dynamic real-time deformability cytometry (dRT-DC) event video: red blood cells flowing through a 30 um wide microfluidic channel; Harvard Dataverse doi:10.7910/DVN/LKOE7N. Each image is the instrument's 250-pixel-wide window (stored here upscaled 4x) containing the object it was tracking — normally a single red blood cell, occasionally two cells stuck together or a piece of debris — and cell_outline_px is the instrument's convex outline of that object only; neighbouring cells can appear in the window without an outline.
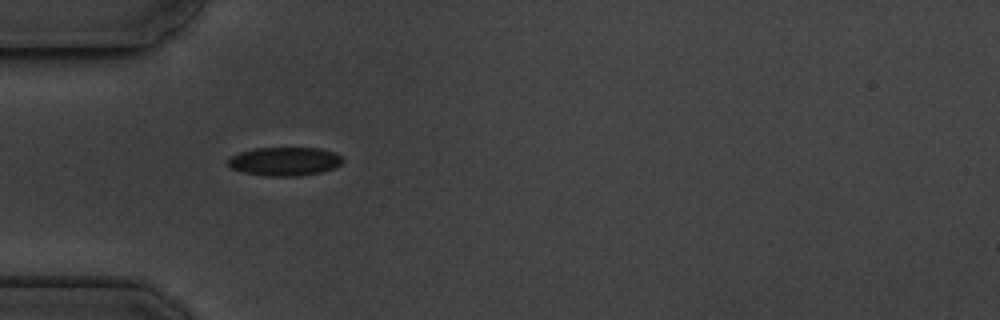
{"species": "common noctule bat (a hibernating species)", "species_latin": "Nyctalus noctula", "temperature_condition": "cold", "stored_images_in_passage": 2, "camera_frame_rate_fps": 3000, "um_per_image_px": 0.085, "animal": {"sex": "male", "body_mass_g": 19.5, "forearm_length_mm": 54.6}, "frame": {"image": 1, "passage_image": 1, "time_ms": 0.0, "image_size_px": [1000, 320], "cell_outline_px": [[344, 160], [340, 164], [332, 168], [320, 172], [300, 176], [268, 176], [244, 172], [232, 168], [228, 164], [228, 160], [232, 156], [240, 152], [252, 148], [320, 148], [332, 152], [340, 156]], "centroid_in_image_um": [24.19, 13.71], "position_along_channel_um": 60.8, "area_um2": 18.9}}